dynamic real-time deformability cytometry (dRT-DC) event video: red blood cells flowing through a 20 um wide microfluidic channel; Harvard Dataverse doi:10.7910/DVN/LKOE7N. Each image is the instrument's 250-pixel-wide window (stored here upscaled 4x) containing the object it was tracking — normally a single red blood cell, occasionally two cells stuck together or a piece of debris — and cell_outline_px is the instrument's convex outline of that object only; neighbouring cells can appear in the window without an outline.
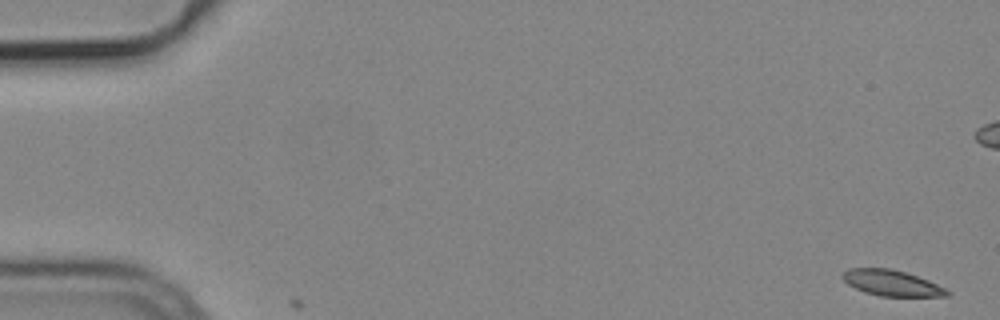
{"species": "common noctule bat (a hibernating species)", "species_latin": "Nyctalus noctula", "temperature_condition": "cold", "stored_images_in_passage": 6, "camera_frame_rate_fps": 3000, "um_per_image_px": 0.085, "animal": {"sex": "male", "body_mass_g": 19.2, "forearm_length_mm": 51.8}, "frame": {"image": 1, "passage_image": 1, "time_ms": 0.0, "image_size_px": [1000, 320], "cell_outline_px": [[952, 292], [948, 296], [880, 296], [864, 292], [848, 284], [840, 276], [848, 268], [892, 268], [928, 280]], "centroid_in_image_um": [75.77, 24.05], "position_along_channel_um": 9.2, "area_um2": 15.61}}
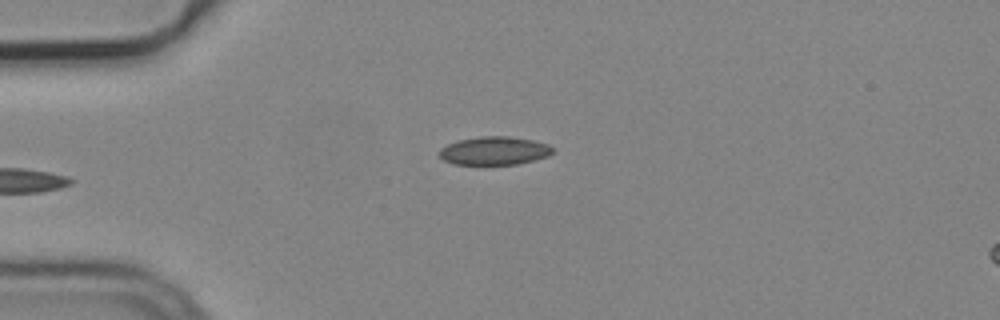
{"frame": {"image": 2, "passage_image": 6, "time_ms": 1.667, "image_size_px": [1000, 320], "cell_outline_px": [[552, 152], [548, 156], [516, 164], [452, 164], [444, 160], [440, 156], [440, 148], [448, 144], [460, 140], [484, 136], [508, 136], [532, 140], [548, 144], [552, 148]], "centroid_in_image_um": [42.01, 12.81], "position_along_channel_um": 43.0, "area_um2": 18.38}}